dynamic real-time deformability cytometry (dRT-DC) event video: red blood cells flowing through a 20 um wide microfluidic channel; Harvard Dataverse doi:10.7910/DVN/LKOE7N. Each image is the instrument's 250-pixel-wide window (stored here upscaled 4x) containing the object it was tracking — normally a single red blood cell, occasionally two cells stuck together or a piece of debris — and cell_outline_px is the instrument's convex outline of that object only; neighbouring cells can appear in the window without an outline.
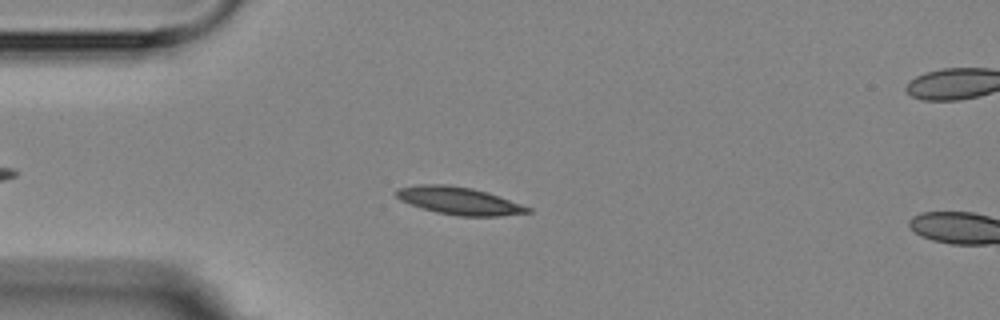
{"species": "Egyptian fruit bat (a non-hibernating species)", "species_latin": "Rousettus aegyptiacus", "temperature_condition": "room temperature", "stored_images_in_passage": 5, "camera_frame_rate_fps": 3000, "um_per_image_px": 0.085, "animal": {"sex": "female"}, "frame": {"image": 1, "passage_image": 4, "time_ms": 3.667, "image_size_px": [1000, 320], "cell_outline_px": [[532, 212], [500, 216], [460, 216], [436, 212], [400, 200], [392, 192], [396, 188], [416, 184], [448, 184], [472, 188], [488, 192], [532, 208]], "centroid_in_image_um": [39.0, 17.05], "position_along_channel_um": 46.0, "area_um2": 21.21}}